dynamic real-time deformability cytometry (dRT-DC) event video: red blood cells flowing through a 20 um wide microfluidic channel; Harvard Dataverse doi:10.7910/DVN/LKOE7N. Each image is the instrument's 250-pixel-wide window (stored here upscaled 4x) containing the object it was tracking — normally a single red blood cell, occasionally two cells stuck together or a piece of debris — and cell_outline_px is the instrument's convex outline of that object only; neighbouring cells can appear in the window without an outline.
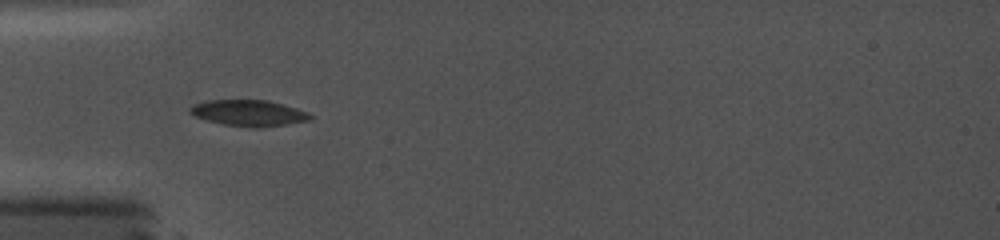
{"species": "common noctule bat (a hibernating species)", "species_latin": "Nyctalus noctula", "temperature_condition": "cold", "stored_images_in_passage": 27, "camera_frame_rate_fps": 5000, "um_per_image_px": 0.085, "animal": {"sex": "female", "body_mass_g": 19.0, "forearm_length_mm": 56.7}, "frame": {"image": 1, "passage_image": 1, "time_ms": 0.0, "image_size_px": [1000, 240], "cell_outline_px": [[312, 120], [256, 128], [252, 128], [224, 124], [208, 120], [196, 116], [188, 112], [188, 108], [192, 104], [204, 100], [268, 100], [296, 108], [308, 112], [312, 116]], "centroid_in_image_um": [21.11, 9.59], "position_along_channel_um": 63.9, "area_um2": 18.26}}
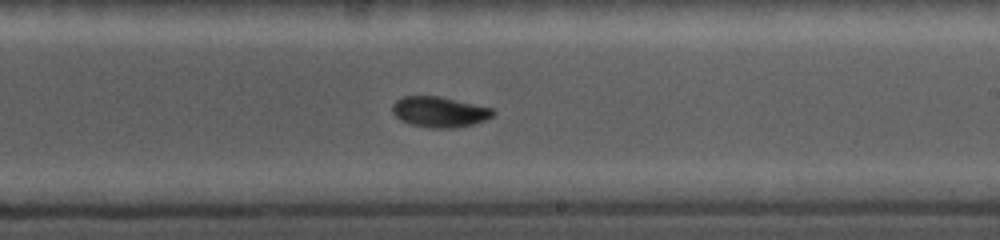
{"frame": {"image": 2, "passage_image": 18, "time_ms": 5.0, "image_size_px": [1000, 240], "cell_outline_px": [[496, 112], [492, 116], [476, 124], [456, 128], [432, 128], [408, 124], [400, 120], [392, 112], [392, 104], [396, 100], [404, 96], [440, 96], [492, 108]], "centroid_in_image_um": [37.35, 9.52], "position_along_channel_um": 251.7, "area_um2": 18.09}}
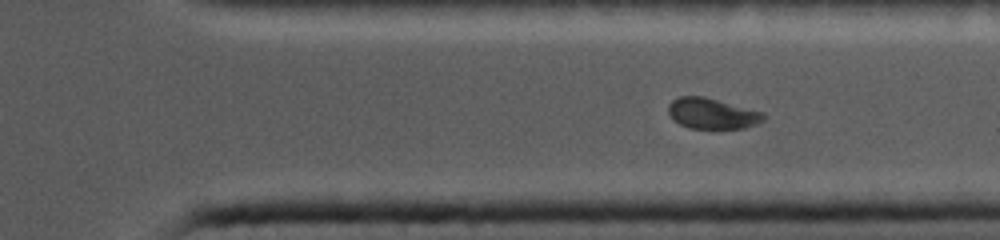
{"frame": {"image": 3, "passage_image": 27, "time_ms": 7.6, "image_size_px": [1000, 240], "cell_outline_px": [[764, 120], [756, 124], [744, 128], [688, 128], [672, 120], [668, 112], [668, 104], [672, 100], [680, 96], [704, 96], [764, 112]], "centroid_in_image_um": [60.5, 9.64], "position_along_channel_um": 350.9, "area_um2": 17.11}}